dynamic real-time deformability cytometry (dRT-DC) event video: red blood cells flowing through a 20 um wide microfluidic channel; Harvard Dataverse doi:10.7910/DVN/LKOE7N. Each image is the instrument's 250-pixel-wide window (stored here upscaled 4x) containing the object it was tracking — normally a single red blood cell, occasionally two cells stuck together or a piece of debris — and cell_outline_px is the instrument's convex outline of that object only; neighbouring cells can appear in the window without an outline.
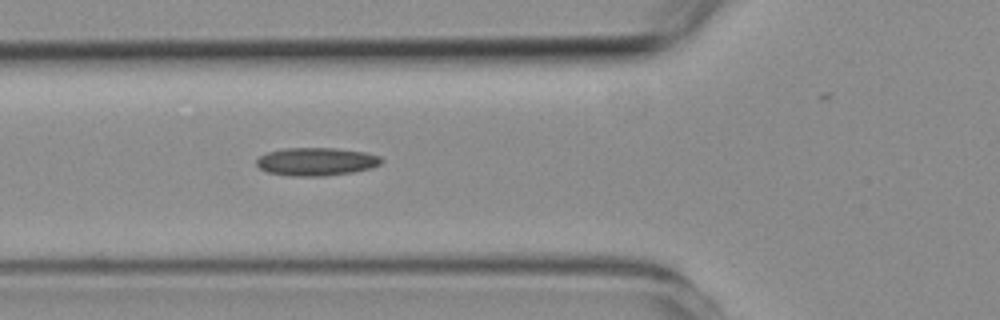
{"species": "common noctule bat (a hibernating species)", "species_latin": "Nyctalus noctula", "temperature_condition": "room temperature", "stored_images_in_passage": 6, "camera_frame_rate_fps": 3000, "um_per_image_px": 0.085, "animal": {"sex": "female", "body_mass_g": 19.3, "forearm_length_mm": 54.1}, "frame": {"image": 1, "passage_image": 6, "time_ms": 6.0, "image_size_px": [1000, 320], "cell_outline_px": [[384, 160], [380, 164], [372, 168], [352, 172], [324, 176], [292, 176], [268, 172], [260, 168], [256, 164], [256, 160], [260, 156], [268, 152], [284, 148], [336, 148], [364, 152], [380, 156]], "centroid_in_image_um": [26.9, 13.73], "position_along_channel_um": 98.9, "area_um2": 20.4}}